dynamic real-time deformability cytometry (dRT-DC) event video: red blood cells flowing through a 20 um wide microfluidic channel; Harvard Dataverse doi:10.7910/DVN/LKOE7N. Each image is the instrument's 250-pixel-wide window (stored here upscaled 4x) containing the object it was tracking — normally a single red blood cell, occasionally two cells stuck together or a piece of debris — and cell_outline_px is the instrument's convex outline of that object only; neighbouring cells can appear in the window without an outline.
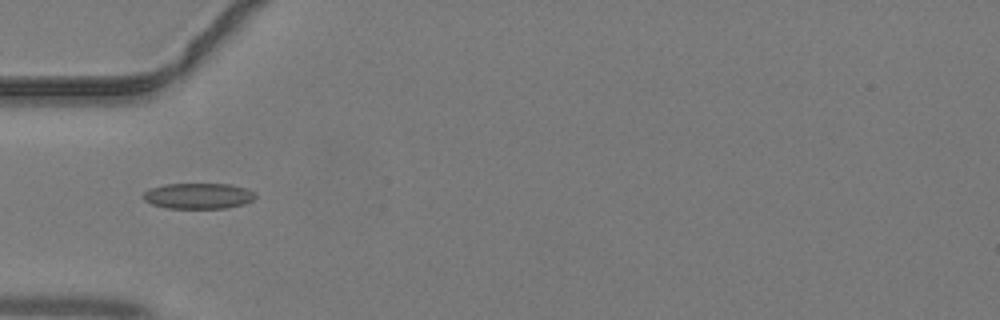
{"species": "common noctule bat (a hibernating species)", "species_latin": "Nyctalus noctula", "temperature_condition": "warm", "stored_images_in_passage": 29, "camera_frame_rate_fps": 3000, "um_per_image_px": 0.085, "animal": {"sex": "male", "body_mass_g": 19.2, "forearm_length_mm": 51.8}, "frame": {"image": 1, "passage_image": 1, "time_ms": 0.0, "image_size_px": [1000, 320], "cell_outline_px": [[256, 196], [252, 200], [244, 204], [224, 208], [168, 208], [152, 204], [144, 200], [140, 196], [144, 192], [152, 188], [164, 184], [232, 184], [256, 192]], "centroid_in_image_um": [16.85, 16.65], "position_along_channel_um": 68.1, "area_um2": 16.82}}
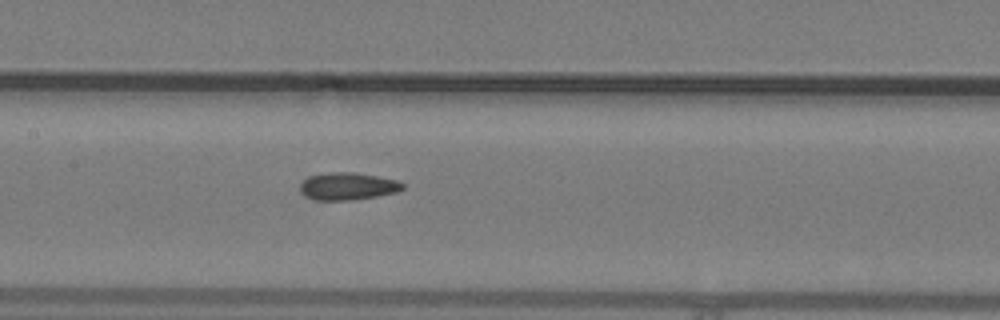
{"frame": {"image": 2, "passage_image": 8, "time_ms": 2.333, "image_size_px": [1000, 320], "cell_outline_px": [[404, 188], [396, 192], [376, 196], [348, 200], [316, 200], [304, 196], [300, 192], [300, 184], [308, 176], [328, 172], [352, 172], [400, 180], [404, 184]], "centroid_in_image_um": [29.54, 15.82], "position_along_channel_um": 177.9, "area_um2": 16.42}}
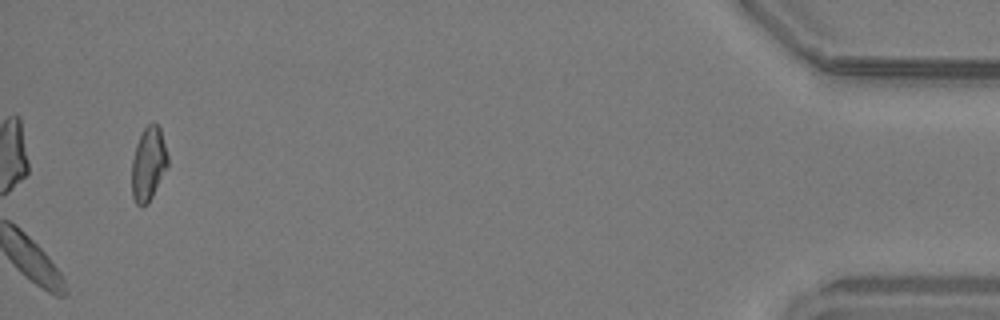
{"frame": {"image": 3, "passage_image": 29, "time_ms": 9.333, "image_size_px": [1000, 320], "cell_outline_px": [[168, 164], [148, 204], [136, 204], [132, 196], [132, 160], [136, 144], [144, 128], [152, 120], [160, 128], [168, 156]], "centroid_in_image_um": [12.61, 13.9], "position_along_channel_um": 422.6, "area_um2": 15.26}}